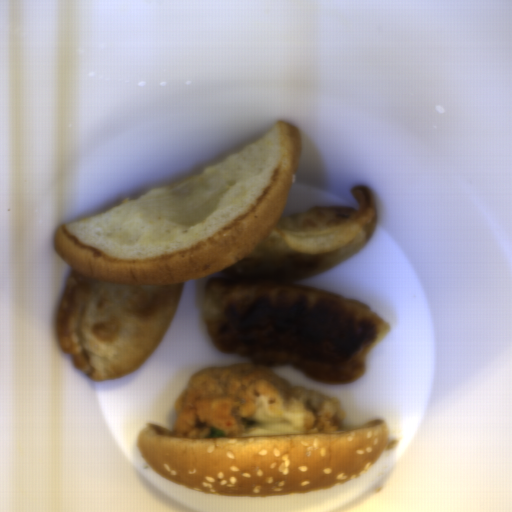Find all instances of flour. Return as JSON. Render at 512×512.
<instances>
[{
    "instance_id": "1",
    "label": "flour",
    "mask_w": 512,
    "mask_h": 512,
    "mask_svg": "<svg viewBox=\"0 0 512 512\" xmlns=\"http://www.w3.org/2000/svg\"><path fill=\"white\" fill-rule=\"evenodd\" d=\"M357 208L310 205L281 215L268 238L206 281L200 310L214 347L255 366L288 365L332 385L365 376L388 320L370 304L298 284L354 257L376 229L371 193Z\"/></svg>"
},
{
    "instance_id": "2",
    "label": "flour",
    "mask_w": 512,
    "mask_h": 512,
    "mask_svg": "<svg viewBox=\"0 0 512 512\" xmlns=\"http://www.w3.org/2000/svg\"><path fill=\"white\" fill-rule=\"evenodd\" d=\"M186 284L122 286L93 281L71 268L56 329L73 366L95 381L136 369L171 325Z\"/></svg>"
}]
</instances>
